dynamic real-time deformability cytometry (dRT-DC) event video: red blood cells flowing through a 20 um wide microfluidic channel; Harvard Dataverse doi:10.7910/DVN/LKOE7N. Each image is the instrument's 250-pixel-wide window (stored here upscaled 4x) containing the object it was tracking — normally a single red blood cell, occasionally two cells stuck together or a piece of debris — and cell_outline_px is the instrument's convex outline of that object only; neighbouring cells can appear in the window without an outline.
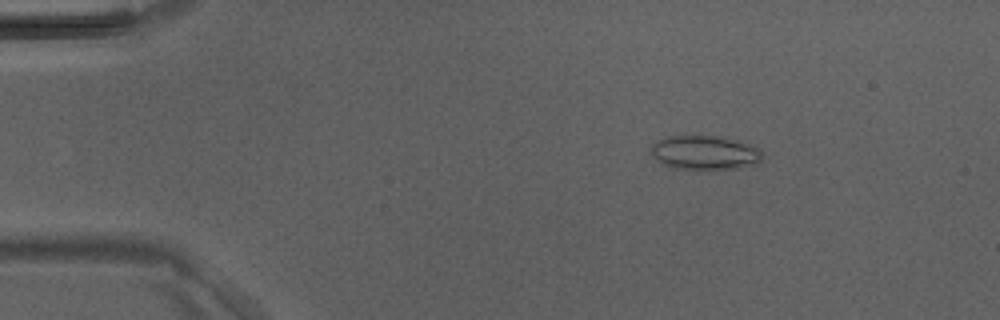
{"species": "Egyptian fruit bat (a non-hibernating species)", "species_latin": "Rousettus aegyptiacus", "temperature_condition": "room temperature", "stored_images_in_passage": 41, "camera_frame_rate_fps": 3000, "um_per_image_px": 0.085, "animal": {"sex": "male"}, "frame": {"image": 1, "passage_image": 3, "time_ms": 0.667, "image_size_px": [1000, 320], "cell_outline_px": [[760, 160], [756, 164], [736, 168], [700, 172], [668, 168], [656, 160], [652, 156], [652, 144], [656, 140], [664, 136], [716, 136], [736, 140], [756, 148], [760, 152]], "centroid_in_image_um": [59.8, 13.02], "position_along_channel_um": 25.2, "area_um2": 22.72}}
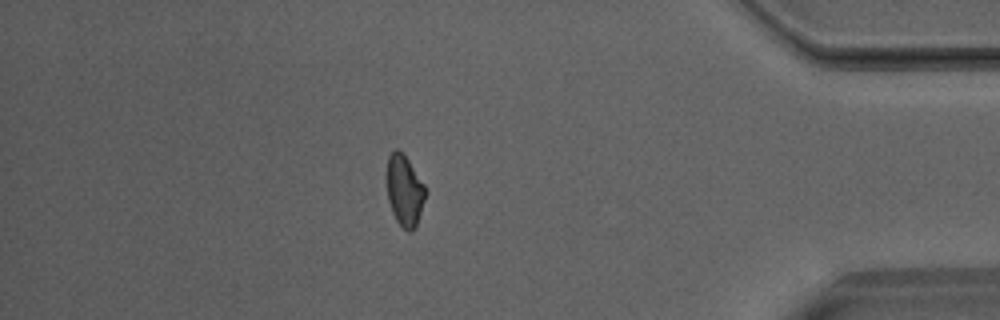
{"frame": {"image": 2, "passage_image": 35, "time_ms": 11.333, "image_size_px": [1000, 320], "cell_outline_px": [[428, 192], [416, 224], [412, 232], [408, 232], [396, 220], [392, 212], [388, 200], [388, 156], [396, 148], [408, 160], [424, 184]], "centroid_in_image_um": [34.41, 16.23], "position_along_channel_um": 400.8, "area_um2": 15.66}}
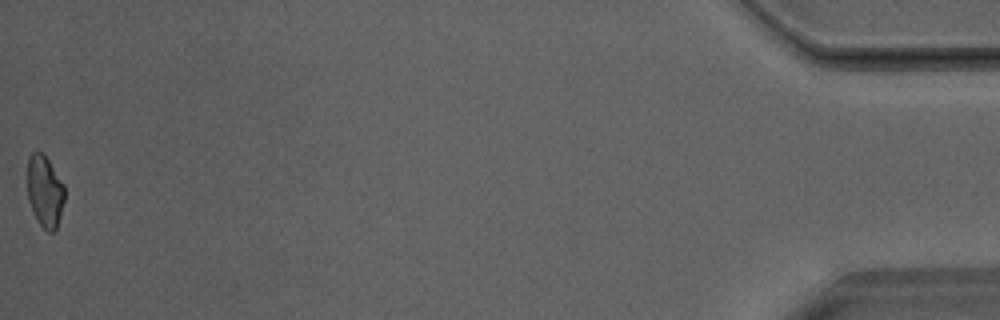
{"frame": {"image": 3, "passage_image": 41, "time_ms": 13.333, "image_size_px": [1000, 320], "cell_outline_px": [[64, 200], [60, 216], [56, 228], [52, 232], [48, 232], [36, 220], [28, 200], [28, 160], [32, 152], [40, 152], [48, 160], [64, 184]], "centroid_in_image_um": [3.81, 16.28], "position_along_channel_um": 431.4, "area_um2": 15.32}}